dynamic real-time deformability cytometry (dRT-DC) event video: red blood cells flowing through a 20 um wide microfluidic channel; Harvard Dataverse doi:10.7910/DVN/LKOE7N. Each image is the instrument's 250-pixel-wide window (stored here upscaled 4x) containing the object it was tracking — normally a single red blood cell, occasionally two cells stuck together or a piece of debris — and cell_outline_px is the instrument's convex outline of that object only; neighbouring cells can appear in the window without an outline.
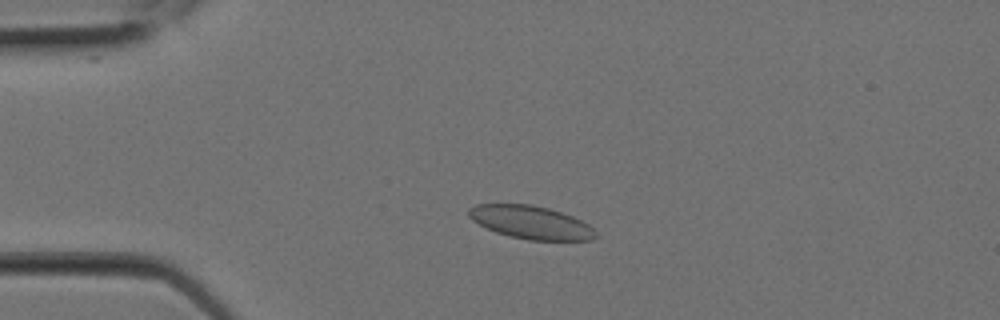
{"species": "Egyptian fruit bat (a non-hibernating species)", "species_latin": "Rousettus aegyptiacus", "temperature_condition": "room temperature", "stored_images_in_passage": 1, "camera_frame_rate_fps": 3000, "um_per_image_px": 0.085, "animal": {"sex": "female"}, "frame": {"image": 1, "passage_image": 1, "time_ms": 0.0, "image_size_px": [1000, 320], "cell_outline_px": [[596, 236], [592, 240], [528, 240], [508, 236], [496, 232], [472, 220], [468, 216], [468, 208], [476, 204], [532, 204], [548, 208], [572, 216], [588, 224], [596, 232]], "centroid_in_image_um": [45.1, 18.9], "position_along_channel_um": 39.9, "area_um2": 24.39}}